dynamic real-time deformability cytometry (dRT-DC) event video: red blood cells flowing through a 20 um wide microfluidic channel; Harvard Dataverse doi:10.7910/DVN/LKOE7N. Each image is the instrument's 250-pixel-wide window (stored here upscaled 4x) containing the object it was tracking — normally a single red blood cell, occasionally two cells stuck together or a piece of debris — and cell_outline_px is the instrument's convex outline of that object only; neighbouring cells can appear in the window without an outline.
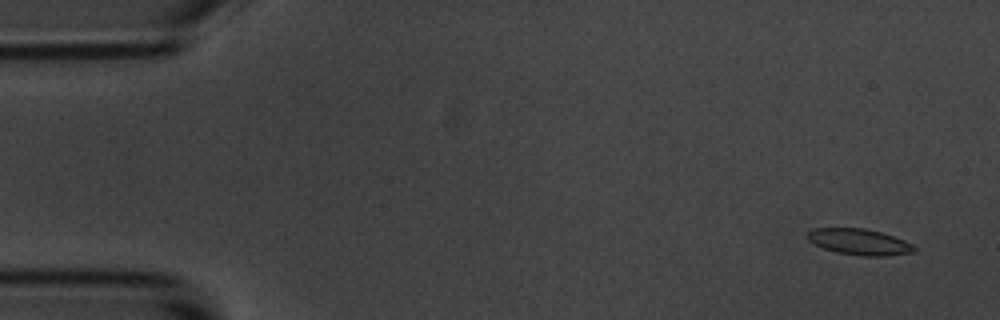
{"species": "common noctule bat (a hibernating species)", "species_latin": "Nyctalus noctula", "temperature_condition": "room temperature", "stored_images_in_passage": 6, "camera_frame_rate_fps": 3000, "um_per_image_px": 0.085, "animal": {"sex": "male", "body_mass_g": 20.1, "forearm_length_mm": 53.5}, "frame": {"image": 1, "passage_image": 2, "time_ms": 1.0, "image_size_px": [1000, 320], "cell_outline_px": [[916, 252], [884, 256], [860, 256], [836, 252], [812, 244], [804, 236], [812, 228], [864, 228], [880, 232], [904, 240], [912, 244], [916, 248]], "centroid_in_image_um": [73.0, 20.56], "position_along_channel_um": 12.0, "area_um2": 16.36}}
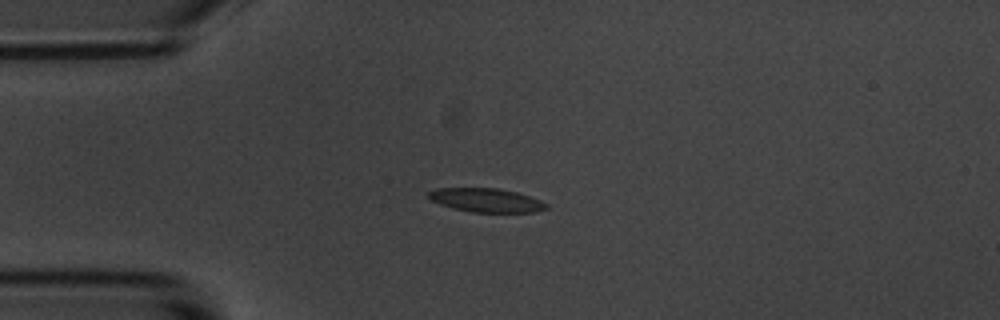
{"frame": {"image": 2, "passage_image": 5, "time_ms": 4.667, "image_size_px": [1000, 320], "cell_outline_px": [[548, 208], [536, 212], [472, 212], [452, 208], [440, 204], [432, 200], [428, 196], [428, 192], [436, 188], [500, 188], [516, 192], [540, 200], [548, 204]], "centroid_in_image_um": [41.34, 17.01], "position_along_channel_um": 43.7, "area_um2": 16.3}}